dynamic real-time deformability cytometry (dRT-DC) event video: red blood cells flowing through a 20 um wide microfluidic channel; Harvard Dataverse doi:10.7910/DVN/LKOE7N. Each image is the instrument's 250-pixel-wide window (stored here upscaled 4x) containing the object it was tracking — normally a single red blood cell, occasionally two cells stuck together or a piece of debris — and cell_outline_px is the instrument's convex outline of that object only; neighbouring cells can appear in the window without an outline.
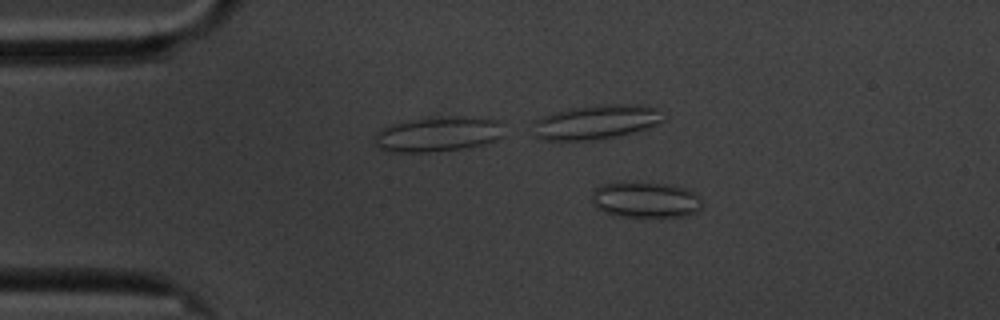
{"species": "common noctule bat (a hibernating species)", "species_latin": "Nyctalus noctula", "temperature_condition": "cold", "stored_images_in_passage": 57, "camera_frame_rate_fps": 3000, "um_per_image_px": 0.085, "animal": {"sex": "male", "body_mass_g": 20.1, "forearm_length_mm": 53.5}, "frame": {"image": 1, "passage_image": 10, "time_ms": 3.0, "image_size_px": [1000, 320], "cell_outline_px": [[700, 208], [696, 212], [688, 216], [616, 216], [604, 212], [596, 208], [592, 204], [592, 192], [596, 188], [604, 184], [624, 180], [664, 184], [684, 188], [692, 192], [700, 200]], "centroid_in_image_um": [54.78, 16.96], "position_along_channel_um": 30.2, "area_um2": 23.12}}
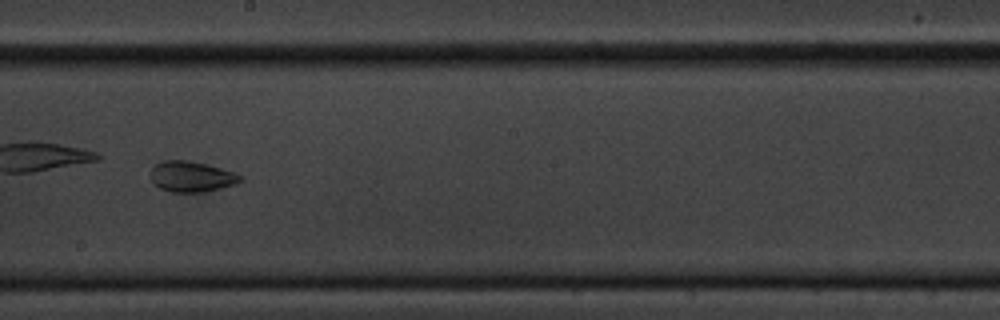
{"frame": {"image": 2, "passage_image": 32, "time_ms": 10.333, "image_size_px": [1000, 320], "cell_outline_px": [[244, 180], [236, 184], [204, 192], [172, 192], [160, 188], [152, 180], [152, 168], [156, 164], [164, 160], [184, 160], [204, 164], [220, 168], [244, 176]], "centroid_in_image_um": [16.32, 15.02], "position_along_channel_um": 231.9, "area_um2": 15.78}}
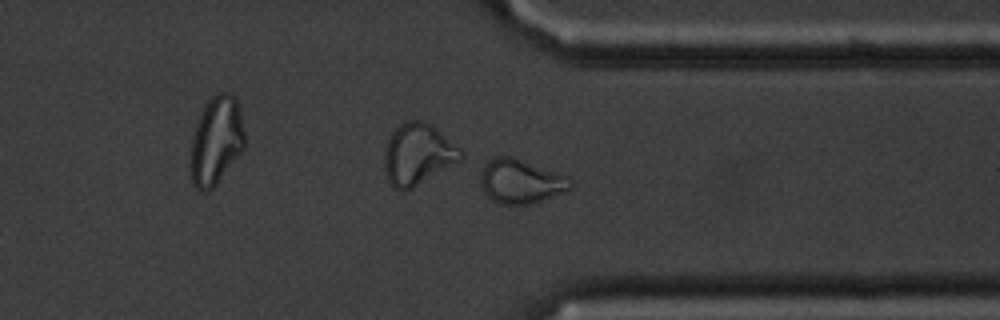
{"frame": {"image": 3, "passage_image": 44, "time_ms": 14.333, "image_size_px": [1000, 320], "cell_outline_px": [[572, 188], [564, 192], [532, 204], [500, 204], [492, 200], [484, 192], [480, 184], [480, 172], [484, 164], [488, 160], [496, 156], [512, 156], [568, 176], [572, 180]], "centroid_in_image_um": [44.25, 15.41], "position_along_channel_um": 367.1, "area_um2": 23.35}, "authors_computed_cell_mechanics": {"area_um2": 21.2704, "velocity_mm_per_s": 3.4024, "shape_relaxation_time_tau1_ms": null, "shape_relaxation_time_tau2_ms": 1.7101, "deformation_change_tau1": null, "deformation_change_tau2": 0.079}}